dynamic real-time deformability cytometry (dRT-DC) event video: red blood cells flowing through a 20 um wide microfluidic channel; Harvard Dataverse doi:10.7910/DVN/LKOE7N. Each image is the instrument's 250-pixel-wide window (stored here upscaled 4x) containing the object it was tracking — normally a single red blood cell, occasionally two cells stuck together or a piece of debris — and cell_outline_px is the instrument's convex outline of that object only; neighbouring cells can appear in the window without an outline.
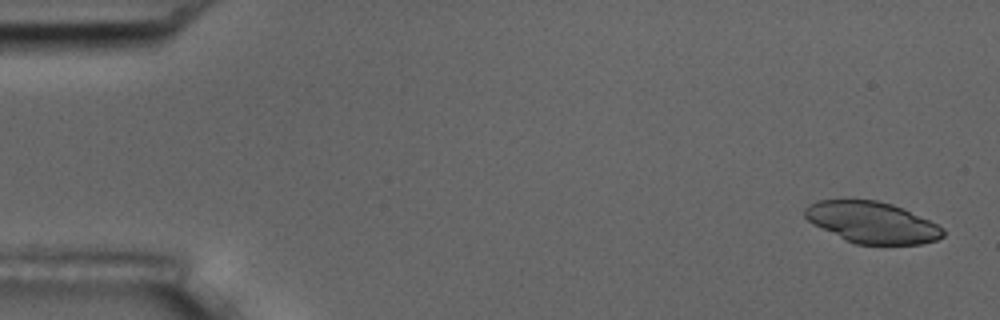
{"species": "common noctule bat (a hibernating species)", "species_latin": "Nyctalus noctula", "temperature_condition": "room temperature", "stored_images_in_passage": 4, "camera_frame_rate_fps": 3000, "um_per_image_px": 0.085, "animal": {"sex": "male", "body_mass_g": 17.5, "forearm_length_mm": 52.3}, "frame": {"image": 1, "passage_image": 1, "time_ms": 0.0, "image_size_px": [1000, 320], "cell_outline_px": [[944, 236], [936, 240], [920, 244], [856, 244], [844, 240], [812, 224], [804, 216], [804, 208], [808, 204], [816, 200], [876, 200], [892, 204], [928, 220], [944, 228]], "centroid_in_image_um": [74.07, 18.91], "position_along_channel_um": 10.9, "area_um2": 33.18}}